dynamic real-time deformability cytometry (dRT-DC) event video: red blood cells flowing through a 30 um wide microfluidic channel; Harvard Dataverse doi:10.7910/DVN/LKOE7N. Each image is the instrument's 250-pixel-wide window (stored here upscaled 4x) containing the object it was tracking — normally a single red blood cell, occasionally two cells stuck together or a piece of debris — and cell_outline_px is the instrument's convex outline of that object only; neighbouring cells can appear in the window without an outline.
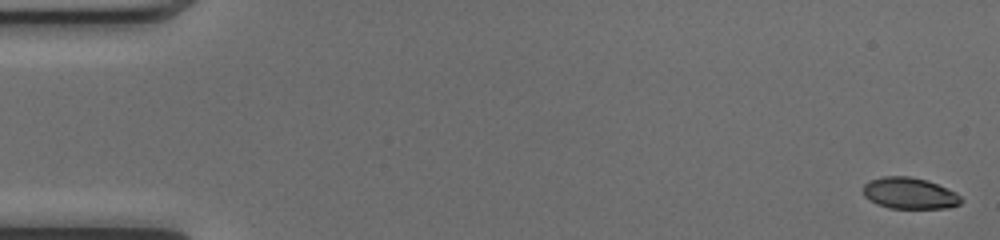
{"species": "common noctule bat (a hibernating species)", "species_latin": "Nyctalus noctula", "temperature_condition": "cold", "stored_images_in_passage": 51, "camera_frame_rate_fps": 3000, "um_per_image_px": 0.085, "animal": {"sex": "female", "body_mass_g": 17.0, "forearm_length_mm": 48.0}, "frame": {"image": 1, "passage_image": 1, "time_ms": 0.0, "image_size_px": [1000, 240], "cell_outline_px": [[964, 200], [960, 204], [948, 208], [888, 208], [876, 204], [864, 196], [864, 184], [868, 180], [884, 176], [908, 176], [924, 180], [936, 184], [956, 192]], "centroid_in_image_um": [77.3, 16.43], "position_along_channel_um": 7.7, "area_um2": 17.86}}
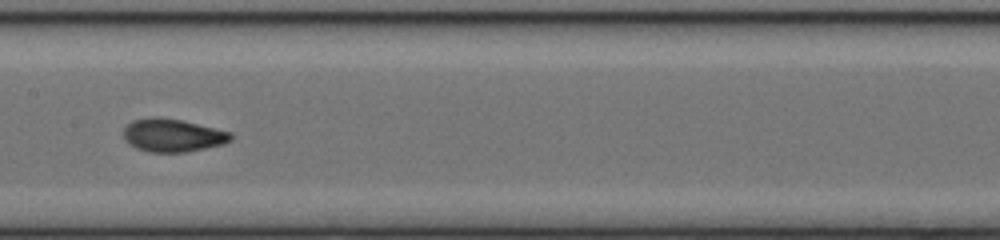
{"frame": {"image": 2, "passage_image": 26, "time_ms": 8.333, "image_size_px": [1000, 240], "cell_outline_px": [[232, 140], [224, 144], [188, 152], [148, 152], [136, 148], [128, 144], [124, 140], [124, 128], [132, 120], [152, 116], [160, 116], [180, 120], [232, 132]], "centroid_in_image_um": [14.66, 11.5], "position_along_channel_um": 192.7, "area_um2": 20.87}}
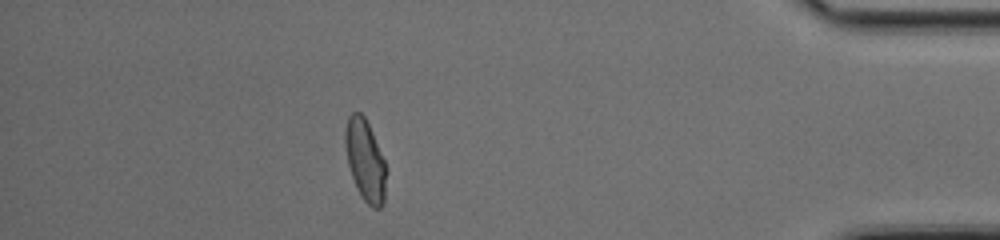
{"frame": {"image": 3, "passage_image": 45, "time_ms": 14.667, "image_size_px": [1000, 240], "cell_outline_px": [[388, 172], [384, 204], [380, 208], [372, 208], [364, 200], [356, 188], [348, 164], [344, 144], [344, 132], [348, 116], [352, 112], [360, 112], [364, 116], [372, 132], [384, 160]], "centroid_in_image_um": [31.06, 13.65], "position_along_channel_um": 404.1, "area_um2": 19.77}, "authors_computed_cell_mechanics": {"area_um2": 19.7676, "velocity_mm_per_s": 4.0885, "shape_relaxation_time_tau1_ms": 6.2, "shape_relaxation_time_tau2_ms": 1.0977, "deformation_change_tau1": 0.2031, "deformation_change_tau2": 0.0441}}